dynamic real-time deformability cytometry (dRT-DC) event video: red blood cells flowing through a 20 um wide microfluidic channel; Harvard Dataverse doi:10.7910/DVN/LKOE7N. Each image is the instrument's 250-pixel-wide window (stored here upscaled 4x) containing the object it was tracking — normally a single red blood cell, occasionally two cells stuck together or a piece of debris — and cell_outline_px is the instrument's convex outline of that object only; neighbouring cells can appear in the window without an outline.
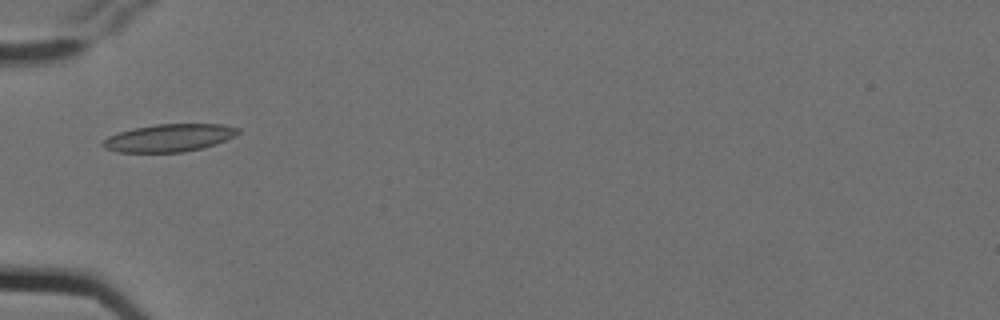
{"species": "Egyptian fruit bat (a non-hibernating species)", "species_latin": "Rousettus aegyptiacus", "temperature_condition": "cold", "stored_images_in_passage": 13, "camera_frame_rate_fps": 3000, "um_per_image_px": 0.085, "animal": {"sex": "female"}, "frame": {"image": 1, "passage_image": 3, "time_ms": 0.667, "image_size_px": [1000, 320], "cell_outline_px": [[240, 132], [236, 136], [216, 144], [184, 152], [116, 152], [104, 148], [100, 144], [108, 136], [120, 132], [136, 128], [156, 124], [220, 124], [240, 128]], "centroid_in_image_um": [14.39, 11.72], "position_along_channel_um": 70.6, "area_um2": 21.73}}
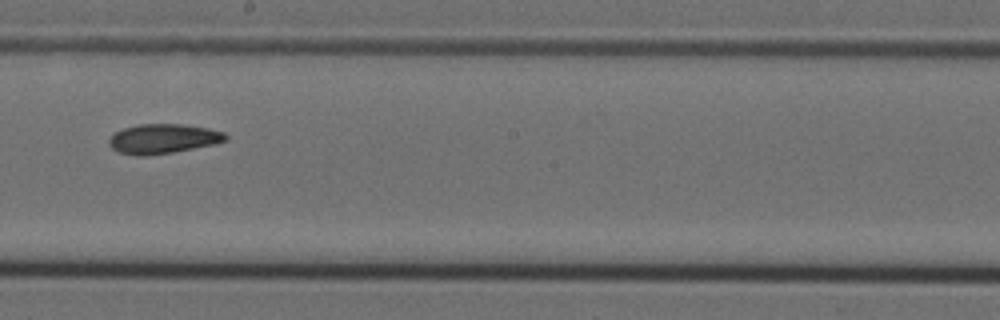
{"frame": {"image": 2, "passage_image": 7, "time_ms": 2.0, "image_size_px": [1000, 320], "cell_outline_px": [[228, 140], [216, 144], [172, 152], [144, 156], [136, 156], [120, 152], [112, 148], [108, 144], [108, 140], [116, 132], [124, 128], [140, 124], [180, 124], [208, 128], [224, 132], [228, 136]], "centroid_in_image_um": [13.89, 11.79], "position_along_channel_um": 234.3, "area_um2": 20.06}}
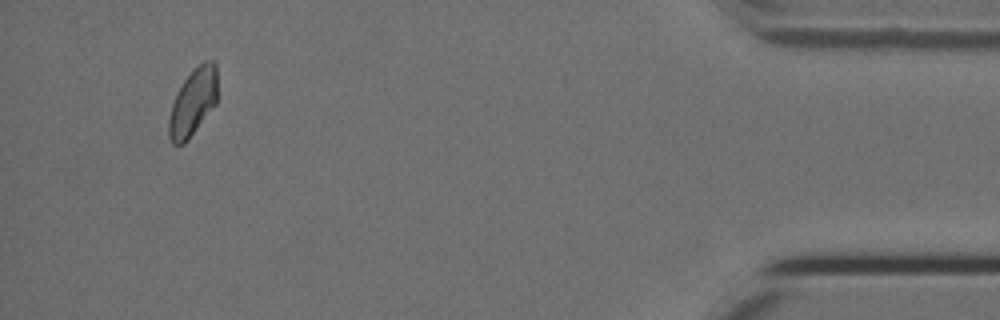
{"frame": {"image": 3, "passage_image": 12, "time_ms": 3.667, "image_size_px": [1000, 320], "cell_outline_px": [[216, 104], [188, 140], [184, 144], [172, 144], [168, 136], [168, 120], [172, 104], [184, 80], [204, 60], [212, 60], [216, 64]], "centroid_in_image_um": [16.39, 8.73], "position_along_channel_um": 418.8, "area_um2": 18.73}}